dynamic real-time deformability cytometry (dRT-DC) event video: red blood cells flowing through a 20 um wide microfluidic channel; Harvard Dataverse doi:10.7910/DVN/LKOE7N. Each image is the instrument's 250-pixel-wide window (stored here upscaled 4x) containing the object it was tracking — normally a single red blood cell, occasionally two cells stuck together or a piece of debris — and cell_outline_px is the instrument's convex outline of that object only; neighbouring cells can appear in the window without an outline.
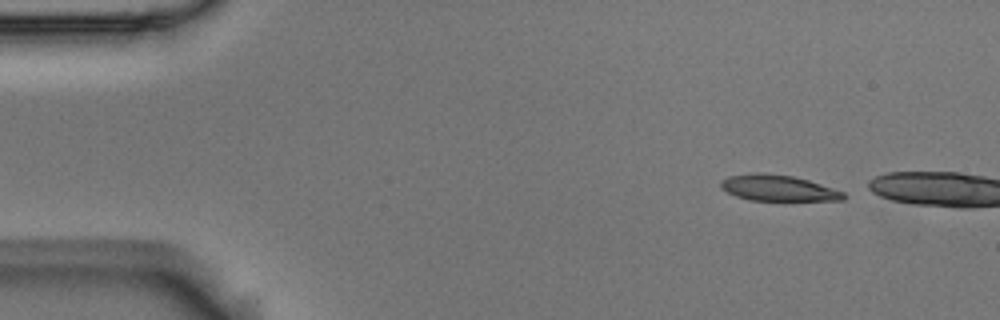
{"species": "Egyptian fruit bat (a non-hibernating species)", "species_latin": "Rousettus aegyptiacus", "temperature_condition": "room temperature", "stored_images_in_passage": 2, "camera_frame_rate_fps": 3000, "um_per_image_px": 0.085, "animal": {"sex": "male"}, "frame": {"image": 1, "passage_image": 1, "time_ms": 0.0, "image_size_px": [1000, 320], "cell_outline_px": [[844, 200], [748, 200], [736, 196], [720, 188], [720, 180], [728, 176], [752, 172], [764, 172], [792, 176], [808, 180], [844, 192]], "centroid_in_image_um": [66.07, 15.96], "position_along_channel_um": 18.9, "area_um2": 18.55}}